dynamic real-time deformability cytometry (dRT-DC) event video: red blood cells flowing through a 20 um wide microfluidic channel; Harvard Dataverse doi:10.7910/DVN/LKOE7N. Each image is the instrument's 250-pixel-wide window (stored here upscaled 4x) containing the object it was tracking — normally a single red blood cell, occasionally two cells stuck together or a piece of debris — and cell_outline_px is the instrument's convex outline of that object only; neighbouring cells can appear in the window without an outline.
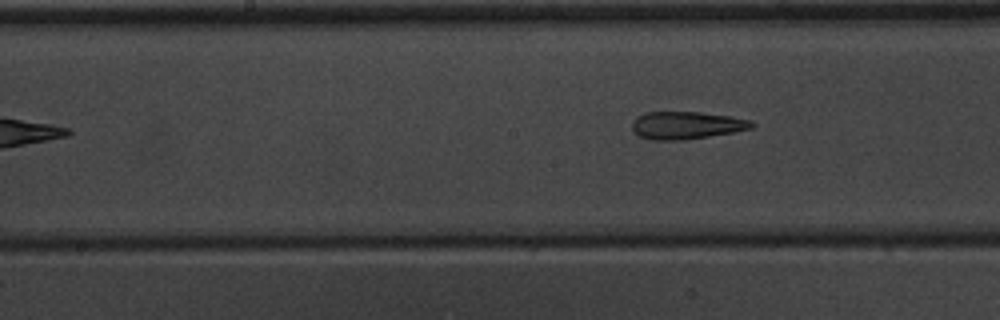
{"species": "common noctule bat (a hibernating species)", "species_latin": "Nyctalus noctula", "temperature_condition": "warm", "stored_images_in_passage": 9, "camera_frame_rate_fps": 3000, "um_per_image_px": 0.085, "animal": {"sex": "male", "body_mass_g": 20.1, "forearm_length_mm": 53.5}, "frame": {"image": 1, "passage_image": 9, "time_ms": 10.333, "image_size_px": [1000, 320], "cell_outline_px": [[756, 124], [752, 128], [732, 132], [684, 140], [652, 140], [640, 136], [632, 132], [632, 120], [636, 116], [644, 112], [700, 112], [728, 116], [752, 120]], "centroid_in_image_um": [58.3, 10.64], "position_along_channel_um": 189.9, "area_um2": 19.31}}